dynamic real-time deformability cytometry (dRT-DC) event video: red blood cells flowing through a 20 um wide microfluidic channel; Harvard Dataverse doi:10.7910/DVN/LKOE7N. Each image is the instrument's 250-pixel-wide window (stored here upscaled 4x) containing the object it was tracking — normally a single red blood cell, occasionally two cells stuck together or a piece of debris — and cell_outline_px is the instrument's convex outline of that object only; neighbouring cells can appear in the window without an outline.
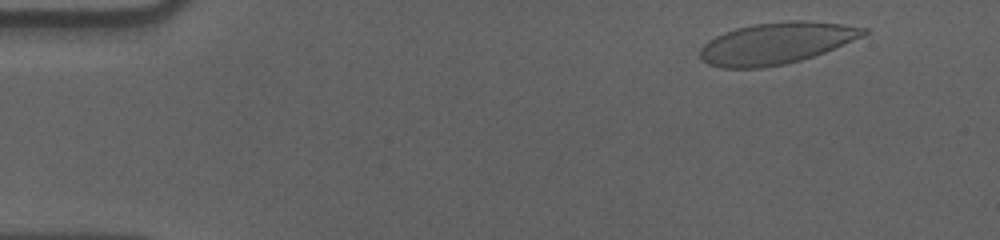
{"species": "human", "species_latin": "Homo sapiens", "temperature_condition": "cold", "stored_images_in_passage": 55, "camera_frame_rate_fps": 3000, "um_per_image_px": 0.085, "donor": {"sex": "male"}, "frame": {"image": 1, "passage_image": 4, "time_ms": 1.0, "image_size_px": [1000, 240], "cell_outline_px": [[868, 32], [864, 36], [824, 52], [800, 60], [784, 64], [760, 68], [720, 68], [708, 64], [700, 60], [700, 48], [708, 40], [724, 32], [736, 28], [752, 24], [788, 20], [804, 20], [840, 24], [868, 28]], "centroid_in_image_um": [65.95, 3.67], "position_along_channel_um": 19.0, "area_um2": 39.65}}
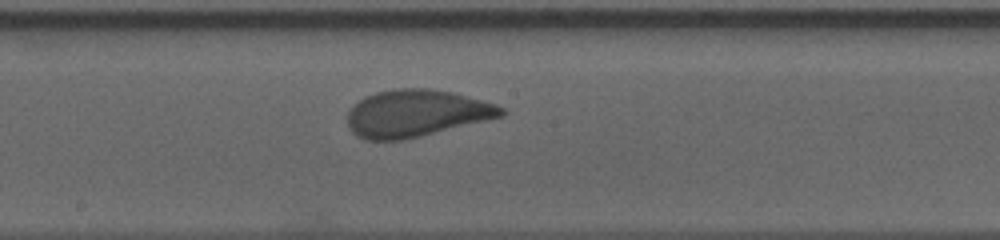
{"frame": {"image": 2, "passage_image": 29, "time_ms": 9.333, "image_size_px": [1000, 240], "cell_outline_px": [[508, 112], [504, 116], [404, 140], [364, 140], [356, 136], [348, 128], [348, 112], [364, 96], [376, 92], [396, 88], [428, 88], [452, 92], [496, 104], [504, 108]], "centroid_in_image_um": [35.38, 9.64], "position_along_channel_um": 212.8, "area_um2": 42.25}}
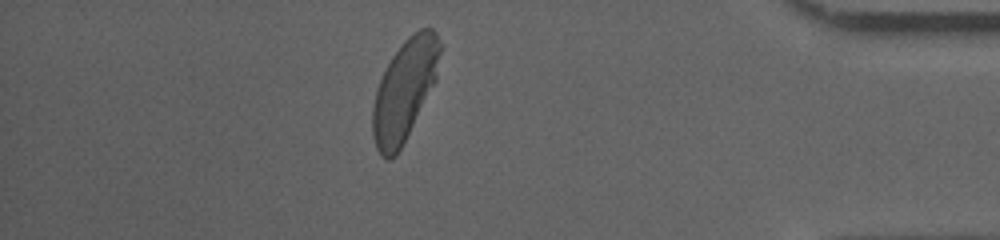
{"frame": {"image": 3, "passage_image": 48, "time_ms": 15.667, "image_size_px": [1000, 240], "cell_outline_px": [[440, 52], [436, 80], [396, 156], [388, 160], [380, 156], [376, 148], [372, 136], [372, 108], [376, 88], [392, 56], [404, 40], [408, 36], [420, 28], [432, 28], [436, 32], [440, 44]], "centroid_in_image_um": [34.36, 7.67], "position_along_channel_um": 400.8, "area_um2": 39.19}, "authors_computed_cell_mechanics": {"area_um2": 40.9802, "velocity_mm_per_s": 3.5542, "shape_relaxation_time_tau1_ms": 4.5126, "shape_relaxation_time_tau2_ms": null, "deformation_change_tau1": 0.1469, "deformation_change_tau2": null}}